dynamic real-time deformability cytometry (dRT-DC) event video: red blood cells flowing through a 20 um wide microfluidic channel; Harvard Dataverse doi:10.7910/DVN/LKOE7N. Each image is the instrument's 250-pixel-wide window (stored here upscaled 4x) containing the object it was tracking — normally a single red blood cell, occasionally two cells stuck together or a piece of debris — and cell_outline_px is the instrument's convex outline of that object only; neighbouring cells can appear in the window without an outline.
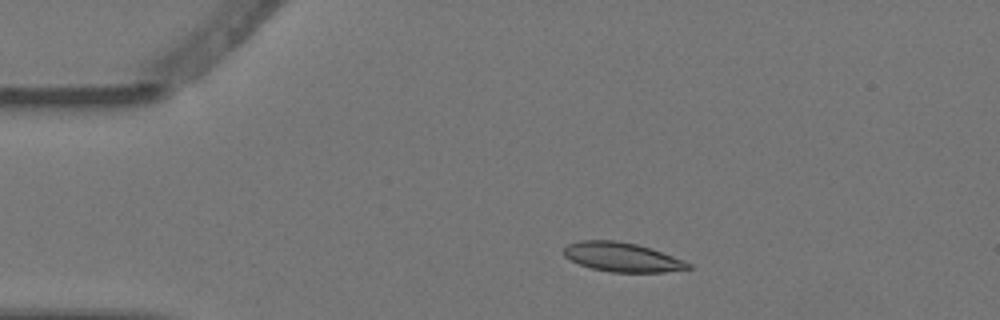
{"species": "Egyptian fruit bat (a non-hibernating species)", "species_latin": "Rousettus aegyptiacus", "temperature_condition": "warm", "stored_images_in_passage": 5, "camera_frame_rate_fps": 3000, "um_per_image_px": 0.085, "animal": {"sex": "female"}, "frame": {"image": 1, "passage_image": 3, "time_ms": 0.667, "image_size_px": [1000, 320], "cell_outline_px": [[692, 268], [664, 272], [608, 272], [592, 268], [580, 264], [564, 256], [564, 248], [568, 244], [580, 240], [616, 240], [636, 244], [684, 260], [692, 264]], "centroid_in_image_um": [52.87, 21.86], "position_along_channel_um": 32.1, "area_um2": 20.98}}
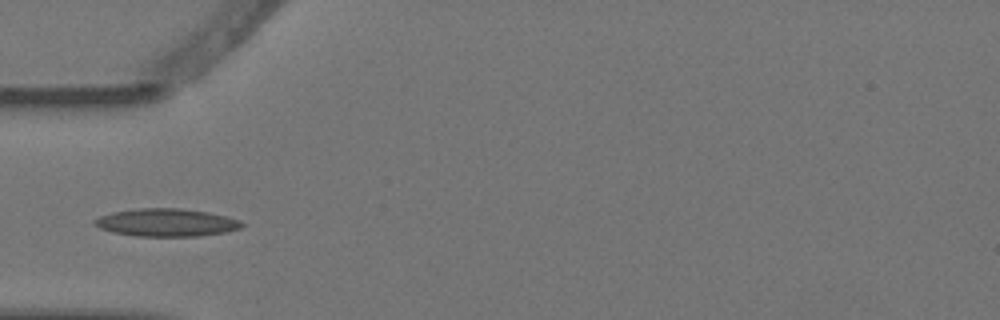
{"frame": {"image": 2, "passage_image": 5, "time_ms": 1.333, "image_size_px": [1000, 320], "cell_outline_px": [[248, 224], [240, 228], [224, 232], [196, 236], [136, 236], [112, 232], [100, 228], [92, 224], [92, 220], [100, 216], [112, 212], [136, 208], [180, 208], [208, 212], [228, 216], [240, 220]], "centroid_in_image_um": [14.14, 18.91], "position_along_channel_um": 70.9, "area_um2": 24.04}}